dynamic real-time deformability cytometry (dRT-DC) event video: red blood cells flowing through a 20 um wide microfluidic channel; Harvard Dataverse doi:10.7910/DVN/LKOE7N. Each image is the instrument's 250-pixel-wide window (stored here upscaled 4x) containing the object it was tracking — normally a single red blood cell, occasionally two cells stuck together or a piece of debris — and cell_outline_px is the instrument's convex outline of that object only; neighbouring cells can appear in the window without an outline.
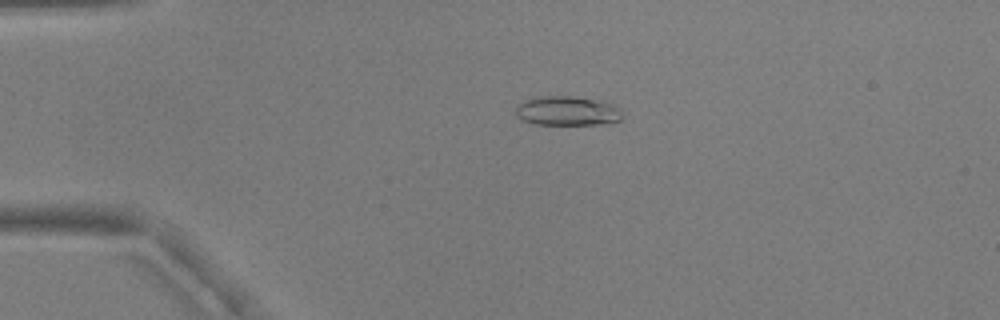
{"species": "common noctule bat (a hibernating species)", "species_latin": "Nyctalus noctula", "temperature_condition": "warm", "stored_images_in_passage": 48, "camera_frame_rate_fps": 3000, "um_per_image_px": 0.085, "animal": {"sex": "male", "body_mass_g": 17.9, "forearm_length_mm": 54.2}, "frame": {"image": 1, "passage_image": 7, "time_ms": 2.0, "image_size_px": [1000, 320], "cell_outline_px": [[624, 116], [620, 120], [600, 124], [536, 124], [520, 120], [516, 116], [516, 104], [524, 100], [536, 96], [572, 96], [612, 104], [620, 108]], "centroid_in_image_um": [48.16, 9.43], "position_along_channel_um": 36.8, "area_um2": 18.26}}
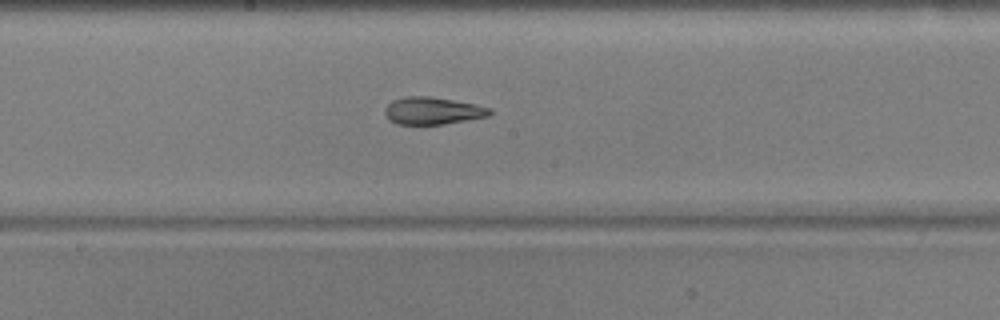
{"frame": {"image": 2, "passage_image": 24, "time_ms": 7.667, "image_size_px": [1000, 320], "cell_outline_px": [[492, 112], [488, 116], [444, 124], [396, 124], [388, 120], [384, 112], [384, 108], [392, 100], [404, 96], [432, 96], [476, 104], [492, 108]], "centroid_in_image_um": [36.75, 9.4], "position_along_channel_um": 211.4, "area_um2": 16.88}}
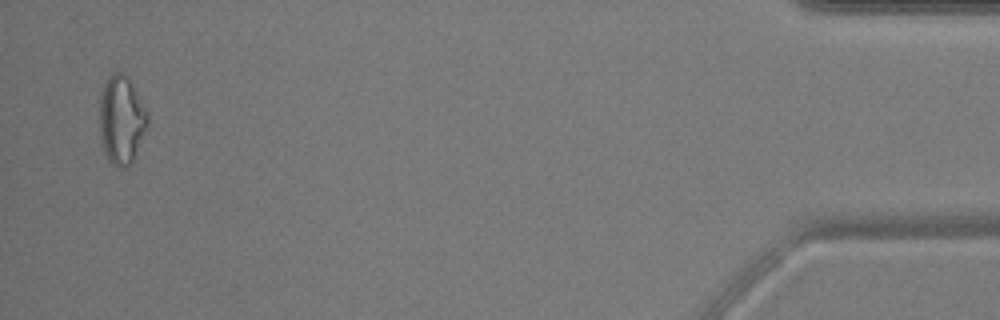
{"frame": {"image": 3, "passage_image": 47, "time_ms": 15.333, "image_size_px": [1000, 320], "cell_outline_px": [[148, 128], [132, 164], [124, 168], [120, 168], [112, 164], [108, 160], [104, 152], [100, 132], [100, 96], [104, 80], [112, 72], [120, 72], [128, 76], [148, 112]], "centroid_in_image_um": [10.34, 10.19], "position_along_channel_um": 424.9, "area_um2": 25.26}, "authors_computed_cell_mechanics": {"area_um2": 18.0047, "velocity_mm_per_s": 3.7974, "shape_relaxation_time_tau1_ms": 7.5811, "shape_relaxation_time_tau2_ms": 2.094, "deformation_change_tau1": 0.2052, "deformation_change_tau2": 0.0945}}